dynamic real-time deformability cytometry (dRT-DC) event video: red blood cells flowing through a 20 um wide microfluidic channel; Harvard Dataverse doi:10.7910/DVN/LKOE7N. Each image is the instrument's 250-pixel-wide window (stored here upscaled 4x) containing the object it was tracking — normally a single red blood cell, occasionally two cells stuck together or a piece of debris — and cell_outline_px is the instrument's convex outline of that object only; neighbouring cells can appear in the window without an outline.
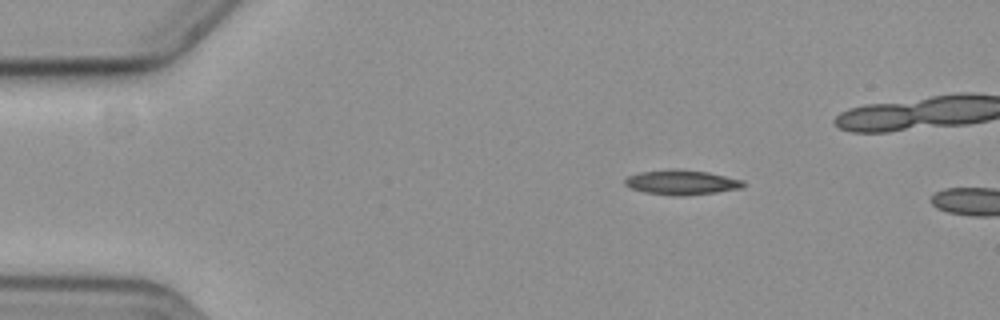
{"species": "common noctule bat (a hibernating species)", "species_latin": "Nyctalus noctula", "temperature_condition": "cold", "stored_images_in_passage": 4, "camera_frame_rate_fps": 3000, "um_per_image_px": 0.085, "animal": {"sex": "female", "body_mass_g": 19.3, "forearm_length_mm": 54.1}, "frame": {"image": 1, "passage_image": 1, "time_ms": 0.0, "image_size_px": [1000, 320], "cell_outline_px": [[744, 184], [740, 188], [716, 192], [644, 192], [632, 188], [624, 184], [624, 180], [628, 176], [640, 172], [672, 168], [680, 168], [708, 172], [744, 180]], "centroid_in_image_um": [57.93, 15.41], "position_along_channel_um": 27.1, "area_um2": 16.01}}